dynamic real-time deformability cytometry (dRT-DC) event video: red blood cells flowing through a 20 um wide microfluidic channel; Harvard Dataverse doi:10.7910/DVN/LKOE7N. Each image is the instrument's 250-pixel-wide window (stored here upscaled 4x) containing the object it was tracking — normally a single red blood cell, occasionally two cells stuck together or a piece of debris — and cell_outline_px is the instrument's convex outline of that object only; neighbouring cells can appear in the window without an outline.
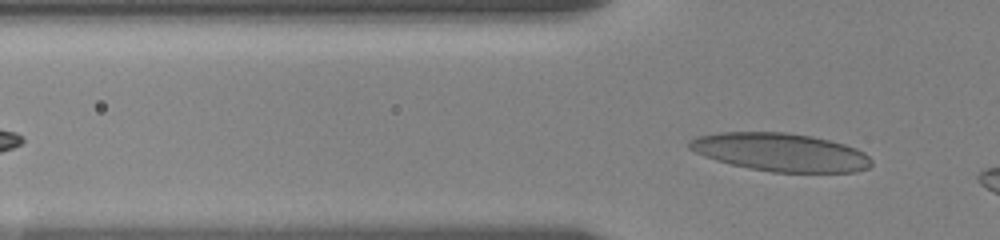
{"species": "human", "species_latin": "Homo sapiens", "temperature_condition": "room temperature", "stored_images_in_passage": 6, "segment_of_instrument_passage": [2, 2], "camera_frame_rate_fps": 3000, "um_per_image_px": 0.085, "donor": {"sex": "female"}, "frame": {"image": 1, "passage_image": 6, "time_ms": 4.333, "image_size_px": [1000, 240], "cell_outline_px": [[872, 164], [868, 168], [856, 172], [772, 172], [748, 168], [716, 160], [704, 156], [688, 148], [688, 140], [696, 136], [716, 132], [784, 132], [812, 136], [844, 144], [856, 148], [864, 152], [872, 160]], "centroid_in_image_um": [66.32, 12.93], "position_along_channel_um": 59.5, "area_um2": 40.58}}